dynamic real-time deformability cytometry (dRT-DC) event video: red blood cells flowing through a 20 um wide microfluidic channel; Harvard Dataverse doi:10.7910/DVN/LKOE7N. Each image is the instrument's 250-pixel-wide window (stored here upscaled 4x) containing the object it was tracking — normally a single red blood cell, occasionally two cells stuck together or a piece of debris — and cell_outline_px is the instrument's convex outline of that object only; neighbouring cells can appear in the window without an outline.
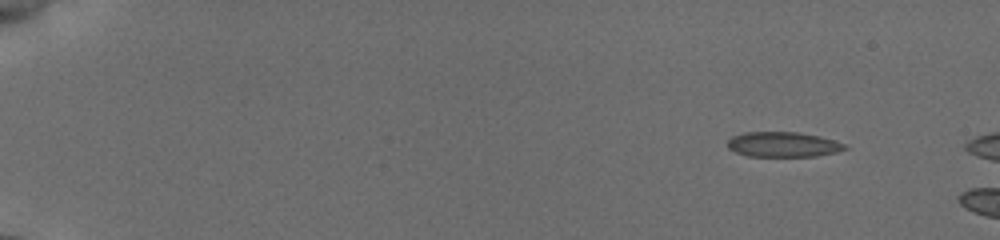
{"species": "common noctule bat (a hibernating species)", "species_latin": "Nyctalus noctula", "temperature_condition": "cold", "stored_images_in_passage": 17, "camera_frame_rate_fps": 3000, "um_per_image_px": 0.085, "animal": {"sex": "female", "body_mass_g": 19.5, "forearm_length_mm": 54.1}, "frame": {"image": 1, "passage_image": 1, "time_ms": 0.0, "image_size_px": [1000, 240], "cell_outline_px": [[848, 148], [836, 152], [816, 156], [748, 156], [736, 152], [728, 148], [728, 140], [732, 136], [744, 132], [796, 132], [820, 136], [844, 144]], "centroid_in_image_um": [66.53, 12.28], "position_along_channel_um": 18.5, "area_um2": 16.99}}
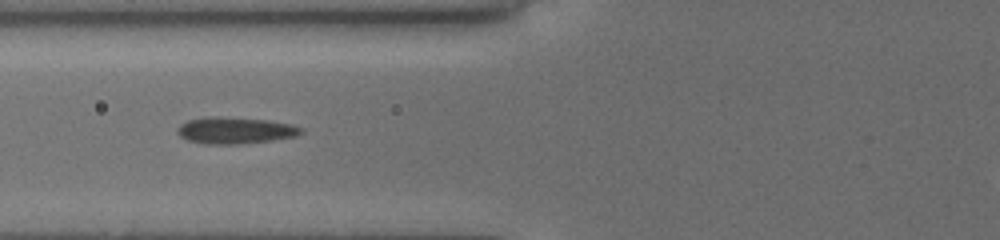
{"frame": {"image": 2, "passage_image": 10, "time_ms": 6.0, "image_size_px": [1000, 240], "cell_outline_px": [[304, 132], [296, 136], [272, 140], [236, 144], [204, 144], [188, 140], [180, 136], [176, 132], [176, 128], [180, 124], [188, 120], [208, 116], [268, 120], [292, 124], [304, 128]], "centroid_in_image_um": [19.98, 11.08], "position_along_channel_um": 105.8, "area_um2": 19.19}}
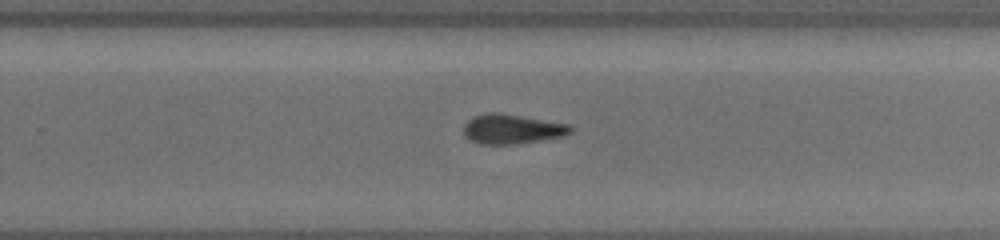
{"frame": {"image": 3, "passage_image": 17, "time_ms": 10.667, "image_size_px": [1000, 240], "cell_outline_px": [[572, 132], [564, 136], [516, 144], [480, 144], [464, 136], [464, 124], [468, 120], [476, 116], [492, 112], [496, 112], [572, 124]], "centroid_in_image_um": [43.55, 10.97], "position_along_channel_um": 286.2, "area_um2": 18.38}}